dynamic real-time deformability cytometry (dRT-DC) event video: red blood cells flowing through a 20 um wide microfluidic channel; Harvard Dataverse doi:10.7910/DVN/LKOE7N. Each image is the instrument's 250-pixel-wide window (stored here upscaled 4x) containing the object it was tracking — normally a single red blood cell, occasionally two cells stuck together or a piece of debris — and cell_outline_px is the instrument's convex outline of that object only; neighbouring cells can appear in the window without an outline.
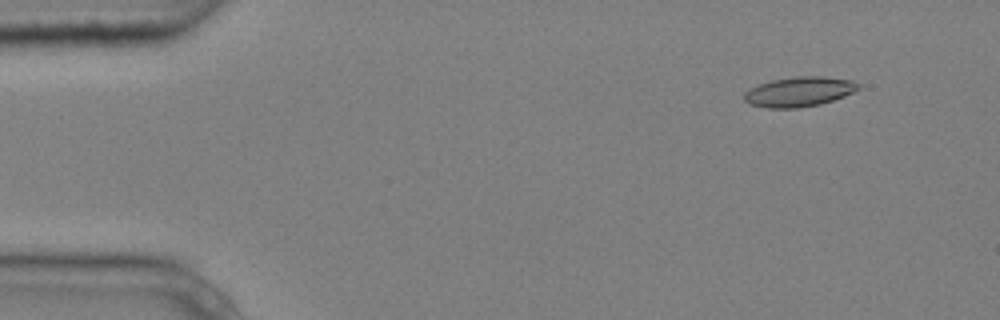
{"species": "common noctule bat (a hibernating species)", "species_latin": "Nyctalus noctula", "temperature_condition": "cold", "stored_images_in_passage": 7, "camera_frame_rate_fps": 3000, "um_per_image_px": 0.085, "animal": {"sex": "male", "body_mass_g": 20.4}, "frame": {"image": 1, "passage_image": 2, "time_ms": 0.333, "image_size_px": [1000, 320], "cell_outline_px": [[860, 88], [844, 96], [820, 104], [796, 108], [768, 108], [748, 104], [744, 100], [744, 92], [748, 88], [772, 80], [796, 76], [824, 76], [852, 80], [860, 84]], "centroid_in_image_um": [67.9, 7.79], "position_along_channel_um": 17.1, "area_um2": 19.88}}
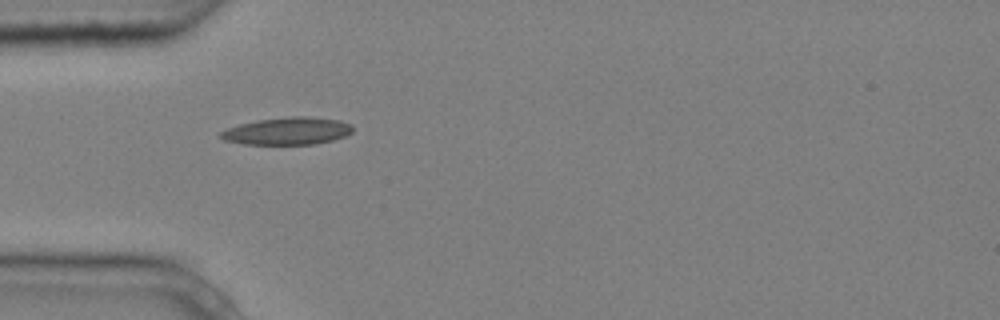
{"frame": {"image": 2, "passage_image": 5, "time_ms": 1.333, "image_size_px": [1000, 320], "cell_outline_px": [[352, 132], [344, 136], [332, 140], [316, 144], [244, 144], [224, 140], [220, 136], [220, 132], [228, 128], [240, 124], [260, 120], [292, 116], [304, 116], [340, 120], [352, 124]], "centroid_in_image_um": [24.46, 11.14], "position_along_channel_um": 60.5, "area_um2": 20.87}}
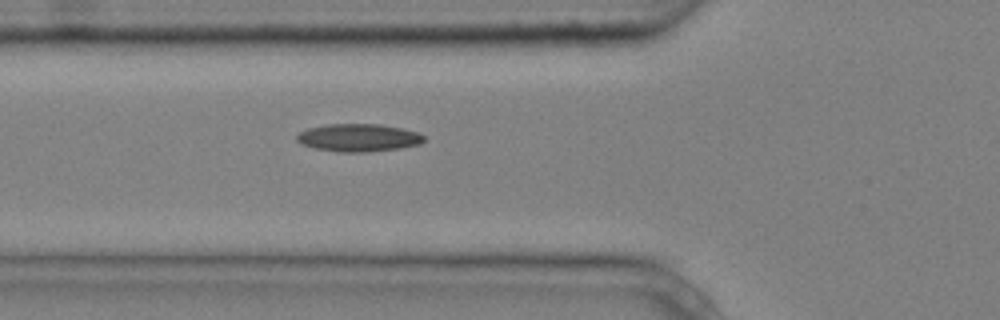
{"frame": {"image": 3, "passage_image": 6, "time_ms": 1.667, "image_size_px": [1000, 320], "cell_outline_px": [[424, 140], [420, 144], [400, 148], [364, 152], [336, 152], [316, 148], [300, 144], [296, 140], [296, 136], [300, 132], [308, 128], [328, 124], [380, 124], [404, 128], [416, 132], [424, 136]], "centroid_in_image_um": [30.46, 11.7], "position_along_channel_um": 95.3, "area_um2": 20.58}}